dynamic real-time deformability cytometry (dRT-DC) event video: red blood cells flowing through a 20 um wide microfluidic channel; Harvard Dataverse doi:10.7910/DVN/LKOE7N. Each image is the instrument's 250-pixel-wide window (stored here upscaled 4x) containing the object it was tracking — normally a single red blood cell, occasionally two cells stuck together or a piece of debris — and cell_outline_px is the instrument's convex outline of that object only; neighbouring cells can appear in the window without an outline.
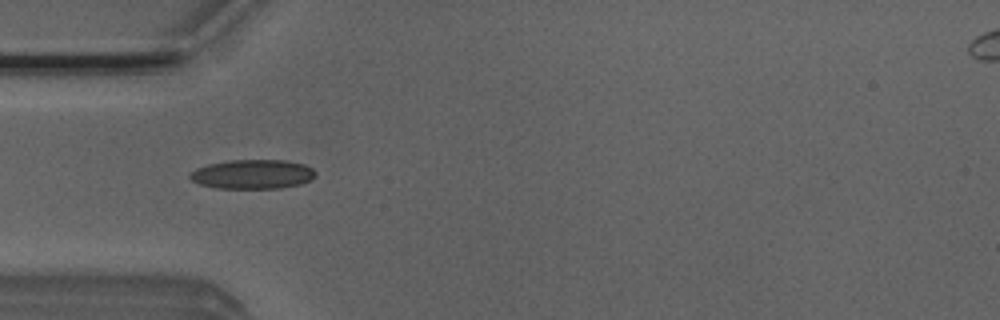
{"species": "Egyptian fruit bat (a non-hibernating species)", "species_latin": "Rousettus aegyptiacus", "temperature_condition": "room temperature", "stored_images_in_passage": 19, "camera_frame_rate_fps": 3000, "um_per_image_px": 0.085, "animal": {"sex": "male"}, "frame": {"image": 1, "passage_image": 4, "time_ms": 1.0, "image_size_px": [1000, 320], "cell_outline_px": [[316, 176], [312, 180], [300, 184], [280, 188], [216, 188], [200, 184], [192, 180], [188, 176], [196, 168], [208, 164], [228, 160], [288, 160], [304, 164], [312, 168], [316, 172]], "centroid_in_image_um": [21.5, 14.8], "position_along_channel_um": 63.5, "area_um2": 21.56}}
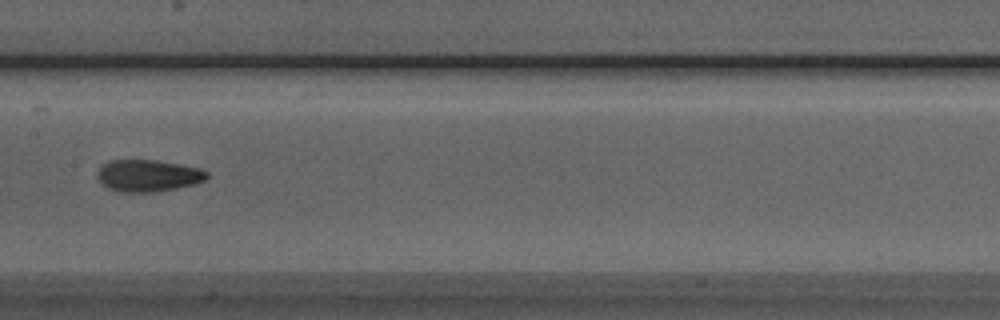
{"frame": {"image": 2, "passage_image": 14, "time_ms": 4.333, "image_size_px": [1000, 320], "cell_outline_px": [[208, 176], [204, 180], [192, 184], [176, 188], [156, 192], [120, 192], [108, 188], [96, 176], [100, 168], [108, 160], [156, 160], [200, 168], [208, 172]], "centroid_in_image_um": [12.58, 14.93], "position_along_channel_um": 194.8, "area_um2": 20.17}}